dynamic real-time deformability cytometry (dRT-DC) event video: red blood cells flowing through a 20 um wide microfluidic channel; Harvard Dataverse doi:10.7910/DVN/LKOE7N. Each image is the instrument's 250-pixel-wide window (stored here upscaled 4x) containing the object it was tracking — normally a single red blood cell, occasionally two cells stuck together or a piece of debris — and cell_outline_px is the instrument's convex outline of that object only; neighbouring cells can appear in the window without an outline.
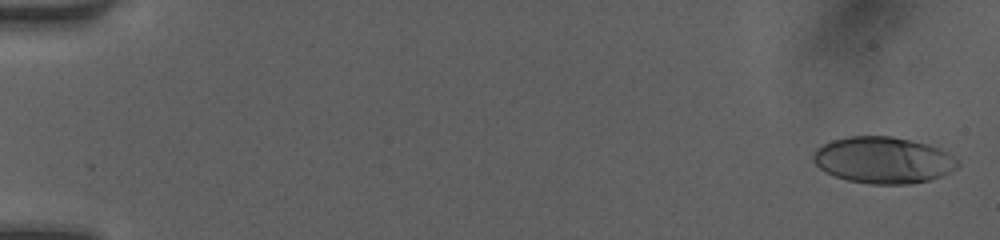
{"species": "human", "species_latin": "Homo sapiens", "temperature_condition": "room temperature", "stored_images_in_passage": 50, "camera_frame_rate_fps": 3000, "um_per_image_px": 0.085, "donor": {"sex": "female"}, "frame": {"image": 1, "passage_image": 2, "time_ms": 0.333, "image_size_px": [1000, 240], "cell_outline_px": [[960, 164], [956, 168], [940, 176], [928, 180], [912, 184], [872, 184], [848, 180], [836, 176], [820, 168], [812, 160], [812, 156], [816, 148], [832, 140], [848, 136], [892, 136], [912, 140], [928, 144], [940, 148], [948, 152]], "centroid_in_image_um": [75.07, 13.6], "position_along_channel_um": 9.9, "area_um2": 39.07}}
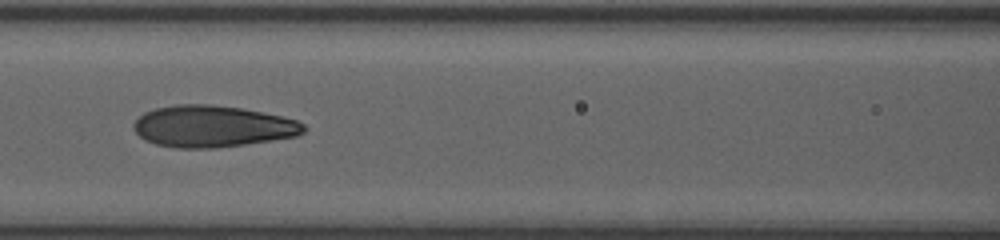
{"frame": {"image": 2, "passage_image": 24, "time_ms": 7.667, "image_size_px": [1000, 240], "cell_outline_px": [[308, 128], [304, 132], [296, 136], [272, 140], [216, 148], [176, 148], [156, 144], [144, 140], [132, 128], [132, 124], [144, 112], [156, 108], [176, 104], [208, 104], [240, 108], [280, 116], [296, 120], [304, 124]], "centroid_in_image_um": [18.04, 10.74], "position_along_channel_um": 148.6, "area_um2": 41.15}}
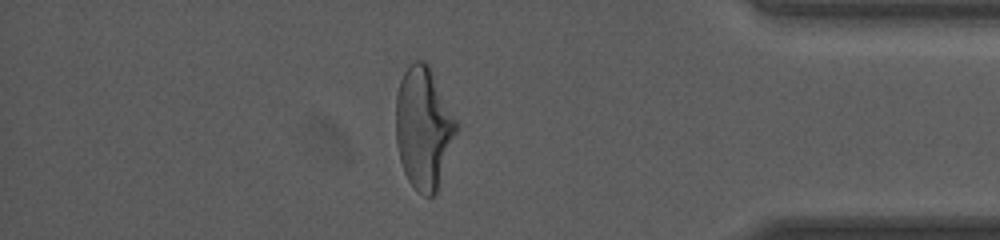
{"frame": {"image": 3, "passage_image": 44, "time_ms": 14.333, "image_size_px": [1000, 240], "cell_outline_px": [[456, 132], [436, 192], [432, 196], [424, 196], [416, 192], [408, 180], [404, 172], [400, 160], [396, 144], [396, 96], [400, 80], [408, 64], [416, 60], [424, 60], [428, 64], [456, 120]], "centroid_in_image_um": [35.96, 10.87], "position_along_channel_um": 399.2, "area_um2": 42.43}, "authors_computed_cell_mechanics": {"area_um2": 40.6623, "velocity_mm_per_s": 4.1641, "shape_relaxation_time_tau1_ms": 5.1218, "shape_relaxation_time_tau2_ms": 1.339, "deformation_change_tau1": 0.2257, "deformation_change_tau2": 0.0914}}